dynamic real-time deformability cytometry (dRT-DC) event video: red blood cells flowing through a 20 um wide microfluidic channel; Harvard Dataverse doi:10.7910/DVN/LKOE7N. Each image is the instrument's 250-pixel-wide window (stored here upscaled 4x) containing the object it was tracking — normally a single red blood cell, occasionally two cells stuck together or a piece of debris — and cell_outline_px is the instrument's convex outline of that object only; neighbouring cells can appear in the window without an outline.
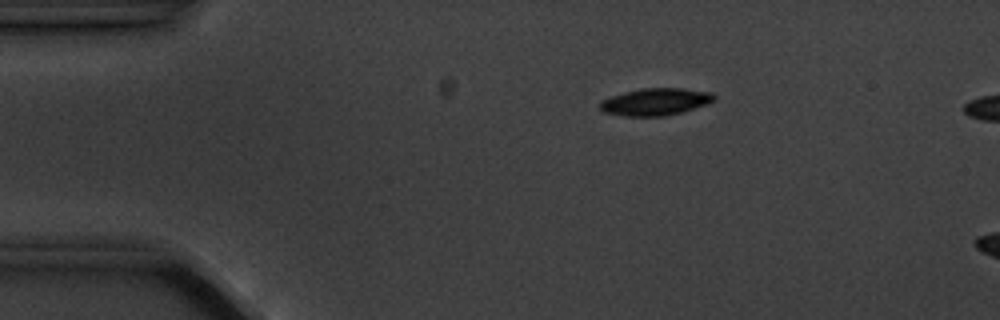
{"species": "common noctule bat (a hibernating species)", "species_latin": "Nyctalus noctula", "temperature_condition": "cold", "stored_images_in_passage": 5, "camera_frame_rate_fps": 3000, "um_per_image_px": 0.085, "animal": {"sex": "male", "body_mass_g": 20.1, "forearm_length_mm": 53.5}, "frame": {"image": 1, "passage_image": 3, "time_ms": 2.333, "image_size_px": [1000, 320], "cell_outline_px": [[716, 100], [680, 112], [664, 116], [624, 116], [604, 112], [600, 108], [600, 100], [624, 92], [640, 88], [684, 88], [712, 92], [716, 96]], "centroid_in_image_um": [55.7, 8.64], "position_along_channel_um": 29.3, "area_um2": 17.98}}